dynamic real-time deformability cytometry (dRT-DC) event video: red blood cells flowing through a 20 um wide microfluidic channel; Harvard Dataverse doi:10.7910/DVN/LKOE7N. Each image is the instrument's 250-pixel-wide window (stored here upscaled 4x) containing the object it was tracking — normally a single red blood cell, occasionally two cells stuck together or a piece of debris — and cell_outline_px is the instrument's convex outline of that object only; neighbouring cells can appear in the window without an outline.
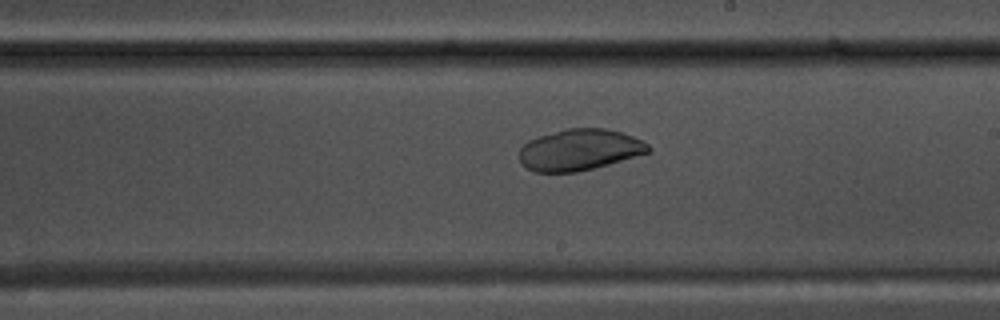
{"species": "common noctule bat (a hibernating species)", "species_latin": "Nyctalus noctula", "temperature_condition": "warm", "stored_images_in_passage": 42, "camera_frame_rate_fps": 3000, "um_per_image_px": 0.085, "animal": {"sex": "male", "body_mass_g": 17.5, "forearm_length_mm": 52.3}, "frame": {"image": 1, "passage_image": 19, "time_ms": 6.0, "image_size_px": [1000, 320], "cell_outline_px": [[652, 152], [608, 164], [576, 172], [536, 172], [528, 168], [520, 160], [520, 148], [528, 140], [564, 128], [604, 128], [620, 132], [632, 136], [648, 144], [652, 148]], "centroid_in_image_um": [49.28, 12.72], "position_along_channel_um": 239.7, "area_um2": 30.87}}